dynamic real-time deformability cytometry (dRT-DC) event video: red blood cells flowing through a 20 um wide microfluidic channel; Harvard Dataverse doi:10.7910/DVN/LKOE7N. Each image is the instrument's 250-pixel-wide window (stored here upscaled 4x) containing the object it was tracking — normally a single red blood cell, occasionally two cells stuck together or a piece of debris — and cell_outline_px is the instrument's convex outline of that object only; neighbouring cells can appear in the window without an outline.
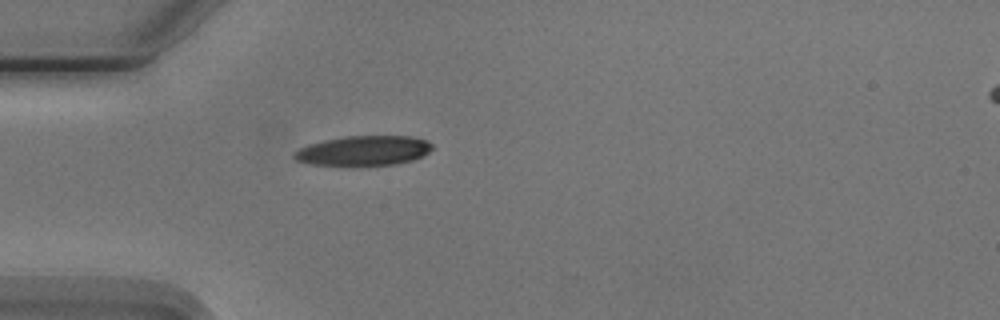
{"species": "Egyptian fruit bat (a non-hibernating species)", "species_latin": "Rousettus aegyptiacus", "temperature_condition": "cold", "stored_images_in_passage": 1, "camera_frame_rate_fps": 3000, "um_per_image_px": 0.085, "animal": {"sex": "male"}, "frame": {"image": 1, "passage_image": 1, "time_ms": 0.0, "image_size_px": [1000, 320], "cell_outline_px": [[432, 148], [424, 156], [412, 160], [396, 164], [312, 164], [296, 160], [292, 156], [300, 148], [308, 144], [324, 140], [348, 136], [408, 136], [428, 140], [432, 144]], "centroid_in_image_um": [30.95, 12.78], "position_along_channel_um": 54.1, "area_um2": 23.47}}